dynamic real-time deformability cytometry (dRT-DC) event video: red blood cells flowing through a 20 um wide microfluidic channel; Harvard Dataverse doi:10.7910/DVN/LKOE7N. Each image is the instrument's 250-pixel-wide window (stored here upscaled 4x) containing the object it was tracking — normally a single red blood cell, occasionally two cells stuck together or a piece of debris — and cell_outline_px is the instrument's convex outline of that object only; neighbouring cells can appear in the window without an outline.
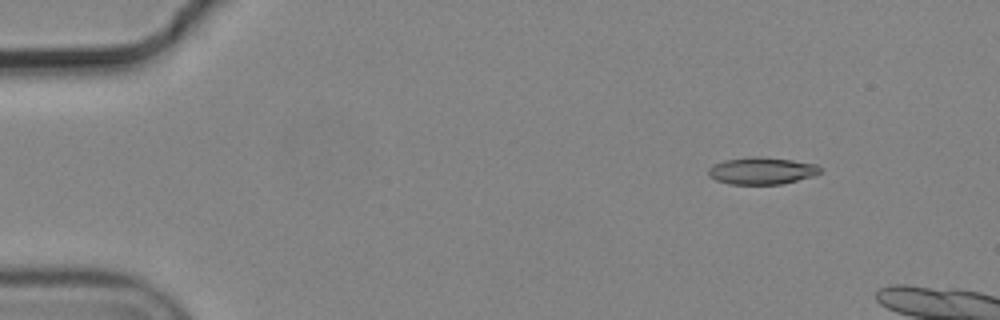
{"species": "common noctule bat (a hibernating species)", "species_latin": "Nyctalus noctula", "temperature_condition": "cold", "stored_images_in_passage": 3, "camera_frame_rate_fps": 3000, "um_per_image_px": 0.085, "animal": {"sex": "male", "body_mass_g": 19.2, "forearm_length_mm": 51.8}, "frame": {"image": 1, "passage_image": 1, "time_ms": 0.0, "image_size_px": [1000, 320], "cell_outline_px": [[820, 172], [812, 176], [780, 184], [728, 184], [716, 180], [708, 176], [708, 168], [712, 164], [724, 160], [756, 156], [792, 160], [816, 164], [820, 168]], "centroid_in_image_um": [64.69, 14.51], "position_along_channel_um": 20.3, "area_um2": 17.51}}